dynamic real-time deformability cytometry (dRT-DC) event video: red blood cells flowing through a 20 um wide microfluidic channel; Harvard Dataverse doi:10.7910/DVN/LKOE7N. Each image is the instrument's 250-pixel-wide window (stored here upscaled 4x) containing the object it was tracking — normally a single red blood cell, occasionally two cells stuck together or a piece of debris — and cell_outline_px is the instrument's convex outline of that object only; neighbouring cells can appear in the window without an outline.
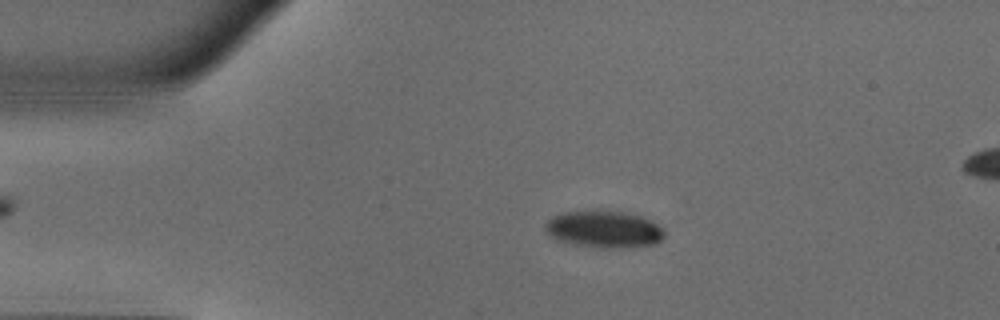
{"species": "common noctule bat (a hibernating species)", "species_latin": "Nyctalus noctula", "temperature_condition": "warm", "stored_images_in_passage": 51, "segment_of_instrument_passage": [1, 2], "camera_frame_rate_fps": 3000, "um_per_image_px": 0.085, "animal": {"sex": "male", "body_mass_g": 18.8}, "frame": {"image": 1, "passage_image": 10, "time_ms": 3.0, "image_size_px": [1000, 320], "cell_outline_px": [[664, 236], [656, 244], [576, 244], [556, 240], [544, 228], [544, 224], [552, 216], [564, 212], [596, 208], [624, 212], [640, 216], [656, 224], [664, 232]], "centroid_in_image_um": [51.24, 19.37], "position_along_channel_um": 33.8, "area_um2": 24.51}}
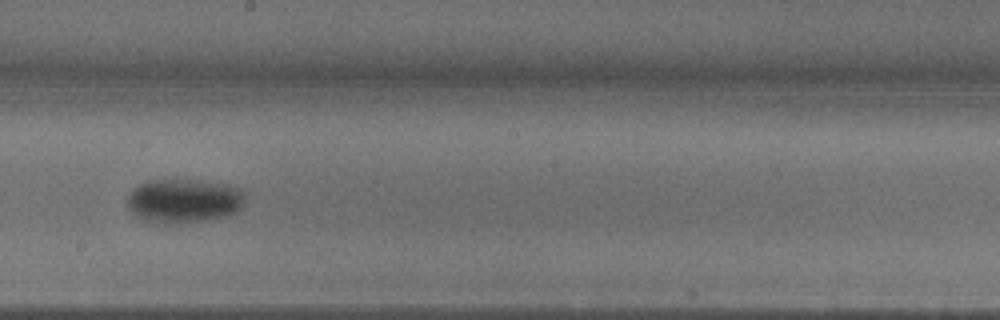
{"frame": {"image": 2, "passage_image": 28, "time_ms": 9.0, "image_size_px": [1000, 320], "cell_outline_px": [[244, 200], [240, 208], [236, 212], [224, 216], [204, 220], [148, 220], [136, 216], [128, 208], [128, 192], [140, 184], [148, 180], [200, 180], [240, 188], [244, 192]], "centroid_in_image_um": [15.63, 17.01], "position_along_channel_um": 232.6, "area_um2": 29.07}}
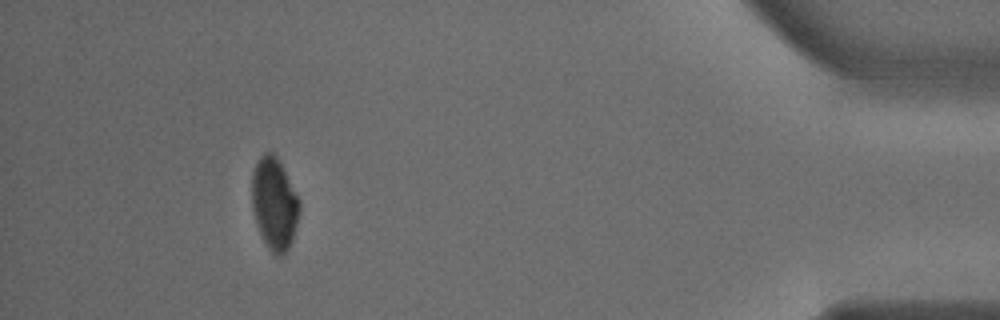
{"frame": {"image": 3, "passage_image": 46, "time_ms": 15.0, "image_size_px": [1000, 320], "cell_outline_px": [[300, 212], [292, 240], [288, 248], [280, 256], [276, 256], [268, 248], [256, 224], [252, 208], [252, 172], [260, 156], [264, 152], [272, 152], [276, 156], [300, 200]], "centroid_in_image_um": [23.31, 17.31], "position_along_channel_um": 411.9, "area_um2": 25.32}}